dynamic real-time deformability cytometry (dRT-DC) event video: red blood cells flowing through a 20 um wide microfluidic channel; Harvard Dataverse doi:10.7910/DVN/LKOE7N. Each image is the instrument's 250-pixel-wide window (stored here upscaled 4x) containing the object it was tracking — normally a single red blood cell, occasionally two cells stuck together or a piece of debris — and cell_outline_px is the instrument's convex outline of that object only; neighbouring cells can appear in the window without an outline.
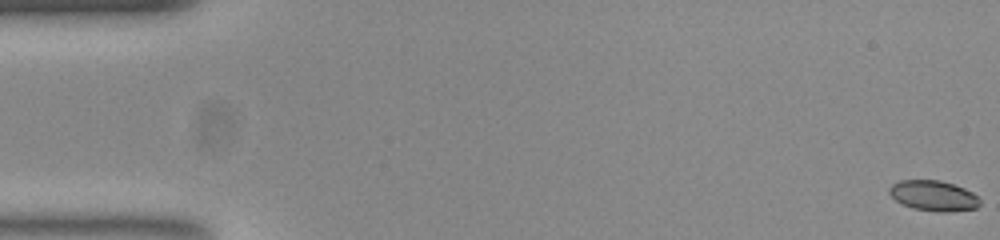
{"species": "common noctule bat (a hibernating species)", "species_latin": "Nyctalus noctula", "temperature_condition": "room temperature", "stored_images_in_passage": 53, "camera_frame_rate_fps": 3000, "um_per_image_px": 0.085, "animal": {"sex": "female", "body_mass_g": 23.0, "forearm_length_mm": 53.4}, "frame": {"image": 1, "passage_image": 1, "time_ms": 0.0, "image_size_px": [1000, 240], "cell_outline_px": [[980, 204], [976, 208], [948, 212], [936, 212], [912, 208], [896, 200], [888, 192], [888, 188], [892, 184], [900, 180], [940, 180], [964, 188], [972, 192], [980, 200]], "centroid_in_image_um": [79.34, 16.64], "position_along_channel_um": 5.7, "area_um2": 16.01}}
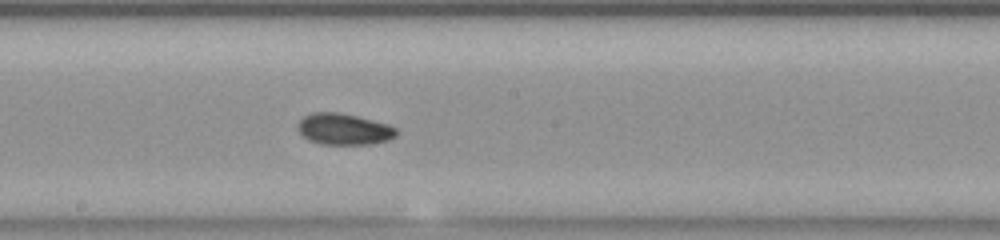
{"frame": {"image": 2, "passage_image": 29, "time_ms": 9.333, "image_size_px": [1000, 240], "cell_outline_px": [[396, 136], [388, 140], [372, 144], [320, 144], [308, 140], [296, 128], [296, 124], [304, 116], [312, 112], [340, 112], [388, 124], [396, 128]], "centroid_in_image_um": [29.2, 10.97], "position_along_channel_um": 219.0, "area_um2": 18.03}}
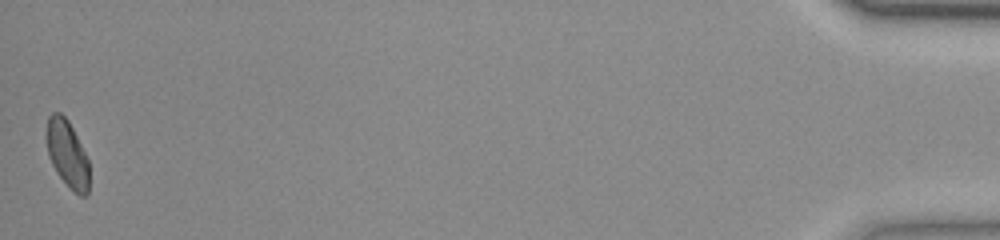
{"frame": {"image": 3, "passage_image": 53, "time_ms": 17.333, "image_size_px": [1000, 240], "cell_outline_px": [[88, 196], [80, 196], [56, 172], [48, 156], [44, 136], [48, 116], [52, 112], [60, 112], [68, 120], [88, 160]], "centroid_in_image_um": [5.67, 13.02], "position_along_channel_um": 429.5, "area_um2": 16.59}, "authors_computed_cell_mechanics": {"area_um2": 17.2822, "velocity_mm_per_s": 3.8855, "shape_relaxation_time_tau1_ms": 5.5356, "shape_relaxation_time_tau2_ms": 5.2067, "deformation_change_tau1": 0.1589, "deformation_change_tau2": 0.0912}}